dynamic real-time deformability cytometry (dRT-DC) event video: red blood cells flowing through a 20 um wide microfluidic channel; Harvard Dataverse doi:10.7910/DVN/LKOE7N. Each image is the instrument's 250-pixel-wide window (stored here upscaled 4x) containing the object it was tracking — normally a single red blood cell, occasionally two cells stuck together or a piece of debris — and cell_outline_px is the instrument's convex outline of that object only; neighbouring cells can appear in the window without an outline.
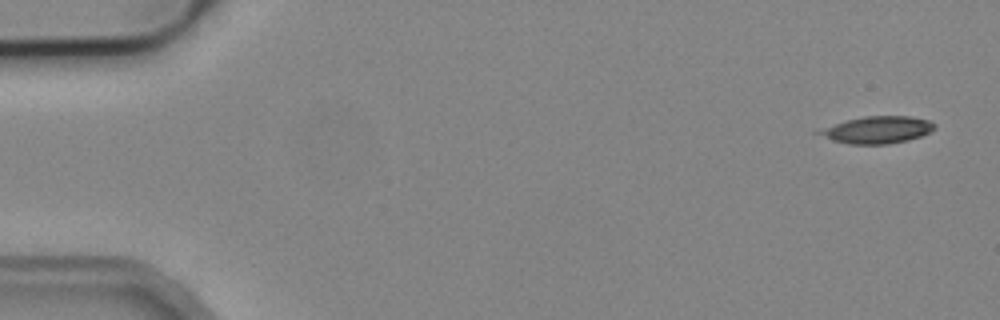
{"species": "common noctule bat (a hibernating species)", "species_latin": "Nyctalus noctula", "temperature_condition": "cold", "stored_images_in_passage": 6, "camera_frame_rate_fps": 3000, "um_per_image_px": 0.085, "animal": {"sex": "male", "body_mass_g": 19.2, "forearm_length_mm": 51.8}, "frame": {"image": 1, "passage_image": 1, "time_ms": 0.0, "image_size_px": [1000, 320], "cell_outline_px": [[936, 128], [920, 136], [908, 140], [888, 144], [848, 144], [832, 140], [812, 132], [848, 120], [864, 116], [908, 116], [928, 120], [936, 124]], "centroid_in_image_um": [74.57, 11.04], "position_along_channel_um": 10.4, "area_um2": 18.03}}